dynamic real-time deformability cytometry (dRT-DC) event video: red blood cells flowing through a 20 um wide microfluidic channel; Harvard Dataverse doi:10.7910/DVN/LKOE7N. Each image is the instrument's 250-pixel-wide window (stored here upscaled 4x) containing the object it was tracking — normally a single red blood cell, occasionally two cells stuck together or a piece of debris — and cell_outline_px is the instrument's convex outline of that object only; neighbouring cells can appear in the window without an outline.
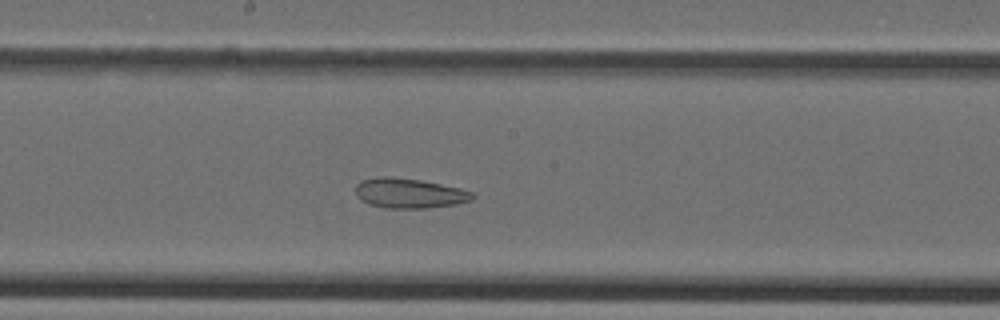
{"species": "Egyptian fruit bat (a non-hibernating species)", "species_latin": "Rousettus aegyptiacus", "temperature_condition": "cold", "stored_images_in_passage": 34, "camera_frame_rate_fps": 3000, "um_per_image_px": 0.085, "animal": {"sex": "female"}, "frame": {"image": 1, "passage_image": 13, "time_ms": 4.0, "image_size_px": [1000, 320], "cell_outline_px": [[476, 196], [472, 200], [456, 204], [424, 208], [384, 208], [368, 204], [360, 200], [356, 196], [356, 184], [360, 180], [376, 176], [388, 176], [420, 180], [460, 188], [472, 192]], "centroid_in_image_um": [34.74, 16.42], "position_along_channel_um": 213.5, "area_um2": 20.52}}
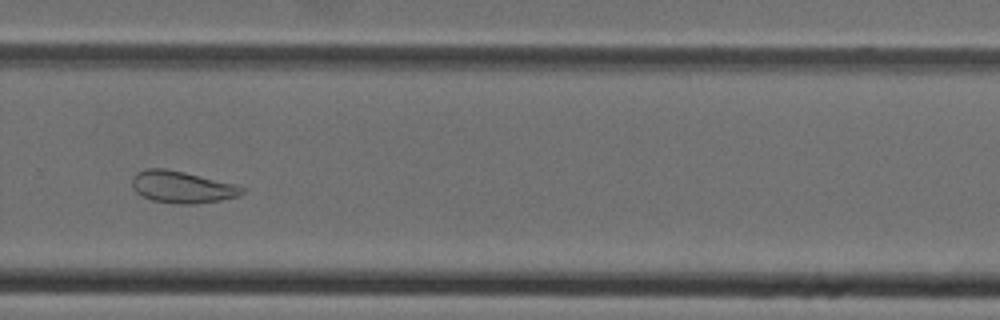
{"frame": {"image": 2, "passage_image": 20, "time_ms": 6.333, "image_size_px": [1000, 320], "cell_outline_px": [[248, 192], [240, 196], [220, 200], [196, 204], [176, 204], [152, 200], [136, 192], [132, 188], [132, 176], [136, 172], [144, 168], [164, 168], [184, 172], [236, 184], [248, 188]], "centroid_in_image_um": [15.52, 15.9], "position_along_channel_um": 314.3, "area_um2": 20.81}}
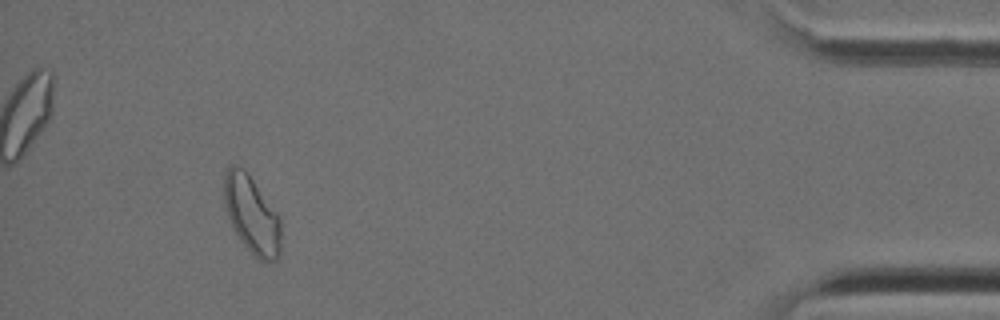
{"frame": {"image": 3, "passage_image": 31, "time_ms": 10.0, "image_size_px": [1000, 320], "cell_outline_px": [[280, 256], [276, 260], [268, 264], [260, 260], [244, 244], [236, 232], [224, 208], [224, 172], [228, 164], [236, 164], [244, 168], [280, 216]], "centroid_in_image_um": [21.4, 18.22], "position_along_channel_um": 413.8, "area_um2": 25.84}}